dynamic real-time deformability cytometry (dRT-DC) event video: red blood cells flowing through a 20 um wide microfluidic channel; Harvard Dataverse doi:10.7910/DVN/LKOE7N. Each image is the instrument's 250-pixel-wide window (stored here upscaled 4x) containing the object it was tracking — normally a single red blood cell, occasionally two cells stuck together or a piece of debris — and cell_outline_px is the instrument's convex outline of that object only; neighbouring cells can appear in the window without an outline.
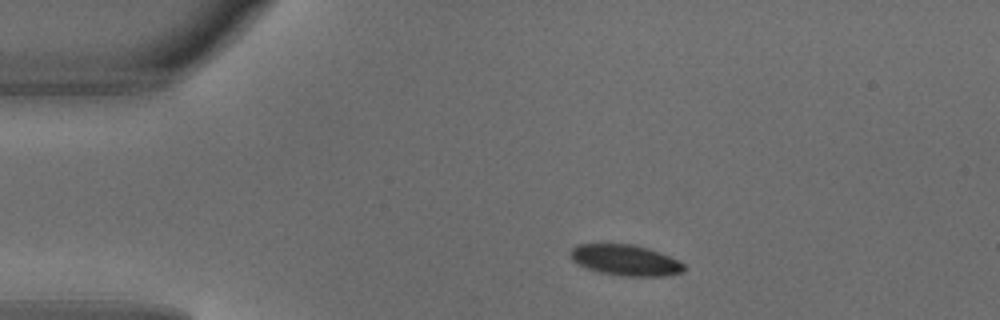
{"species": "common noctule bat (a hibernating species)", "species_latin": "Nyctalus noctula", "temperature_condition": "warm", "stored_images_in_passage": 2, "camera_frame_rate_fps": 3000, "um_per_image_px": 0.085, "animal": {"sex": "male", "body_mass_g": 18.8}, "frame": {"image": 1, "passage_image": 1, "time_ms": 0.0, "image_size_px": [1000, 320], "cell_outline_px": [[684, 272], [664, 276], [620, 276], [600, 272], [576, 264], [568, 256], [572, 248], [576, 244], [632, 244], [648, 248], [668, 256], [684, 264]], "centroid_in_image_um": [53.11, 22.11], "position_along_channel_um": 31.9, "area_um2": 20.4}}